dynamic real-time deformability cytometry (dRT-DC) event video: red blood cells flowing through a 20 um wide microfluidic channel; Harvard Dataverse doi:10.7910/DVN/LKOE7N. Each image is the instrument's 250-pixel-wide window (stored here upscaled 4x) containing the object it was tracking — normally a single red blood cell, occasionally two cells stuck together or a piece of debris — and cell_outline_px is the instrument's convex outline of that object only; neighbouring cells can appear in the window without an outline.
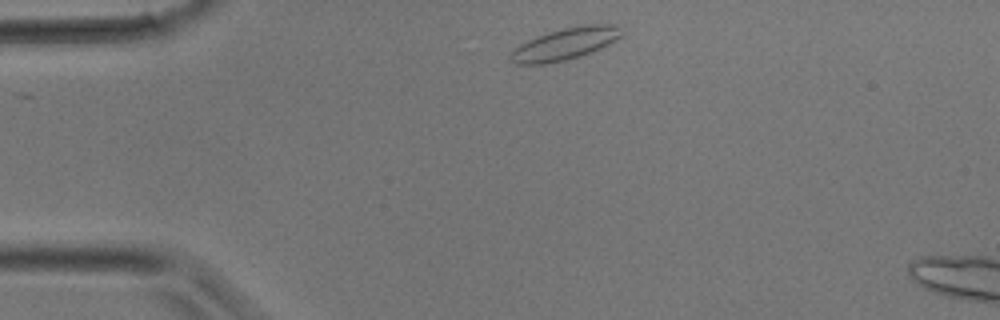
{"species": "common noctule bat (a hibernating species)", "species_latin": "Nyctalus noctula", "temperature_condition": "room temperature", "stored_images_in_passage": 4, "camera_frame_rate_fps": 3000, "um_per_image_px": 0.085, "animal": {"sex": "male", "body_mass_g": 17.9}, "frame": {"image": 1, "passage_image": 1, "time_ms": 0.0, "image_size_px": [1000, 320], "cell_outline_px": [[620, 36], [616, 40], [600, 48], [580, 56], [548, 64], [516, 64], [508, 56], [508, 52], [520, 44], [536, 36], [548, 32], [580, 24], [616, 24], [620, 28]], "centroid_in_image_um": [47.98, 3.73], "position_along_channel_um": 37.0, "area_um2": 20.63}}